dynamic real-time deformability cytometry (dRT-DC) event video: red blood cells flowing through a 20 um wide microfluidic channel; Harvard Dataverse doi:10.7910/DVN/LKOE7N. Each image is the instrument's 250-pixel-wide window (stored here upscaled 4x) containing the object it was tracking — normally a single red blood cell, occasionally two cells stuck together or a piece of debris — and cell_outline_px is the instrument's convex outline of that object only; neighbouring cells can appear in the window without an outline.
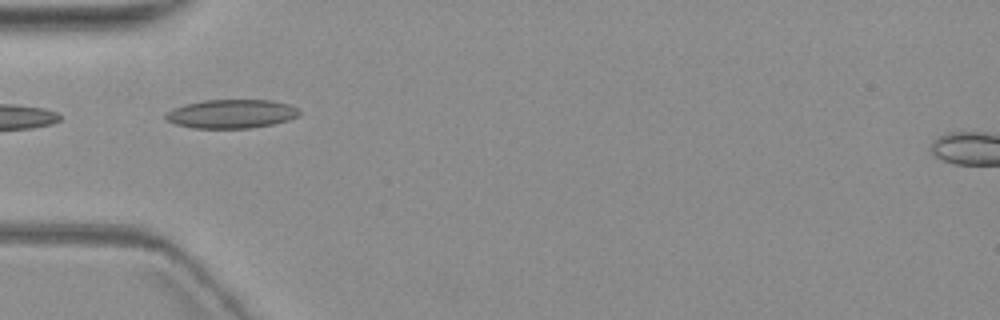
{"species": "common noctule bat (a hibernating species)", "species_latin": "Nyctalus noctula", "temperature_condition": "warm", "stored_images_in_passage": 7, "camera_frame_rate_fps": 3000, "um_per_image_px": 0.085, "animal": {"sex": "female", "body_mass_g": 19.3, "forearm_length_mm": 54.1}, "frame": {"image": 1, "passage_image": 6, "time_ms": 6.0, "image_size_px": [1000, 320], "cell_outline_px": [[300, 116], [288, 120], [272, 124], [248, 128], [192, 128], [176, 124], [164, 120], [164, 116], [168, 112], [184, 104], [204, 100], [272, 100], [288, 104], [296, 108], [300, 112]], "centroid_in_image_um": [19.66, 9.68], "position_along_channel_um": 65.3, "area_um2": 22.37}}
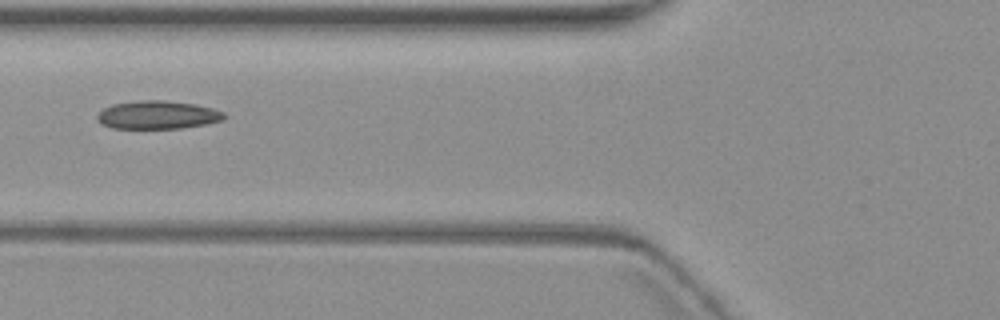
{"frame": {"image": 2, "passage_image": 7, "time_ms": 7.333, "image_size_px": [1000, 320], "cell_outline_px": [[224, 120], [204, 124], [180, 128], [112, 128], [104, 124], [96, 116], [104, 108], [112, 104], [140, 100], [164, 100], [196, 104], [212, 108], [224, 112]], "centroid_in_image_um": [13.42, 9.75], "position_along_channel_um": 112.4, "area_um2": 20.63}}